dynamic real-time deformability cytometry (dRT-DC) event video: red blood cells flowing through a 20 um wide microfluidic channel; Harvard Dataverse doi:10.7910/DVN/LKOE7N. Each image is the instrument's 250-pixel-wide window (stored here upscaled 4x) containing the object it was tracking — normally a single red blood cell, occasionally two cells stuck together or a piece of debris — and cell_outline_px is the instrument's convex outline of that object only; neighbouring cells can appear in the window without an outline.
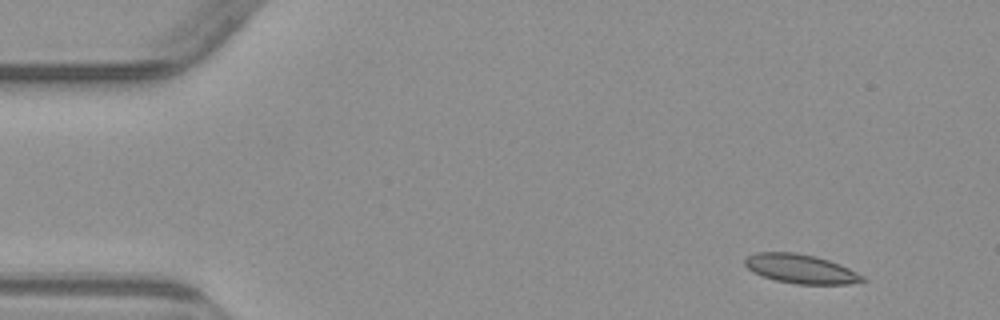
{"species": "common noctule bat (a hibernating species)", "species_latin": "Nyctalus noctula", "temperature_condition": "warm", "stored_images_in_passage": 3, "camera_frame_rate_fps": 3000, "um_per_image_px": 0.085, "animal": {"sex": "male", "body_mass_g": 23.1, "forearm_length_mm": 52.7}, "frame": {"image": 1, "passage_image": 1, "time_ms": 0.0, "image_size_px": [1000, 320], "cell_outline_px": [[868, 280], [848, 284], [796, 284], [776, 280], [752, 272], [744, 264], [744, 260], [748, 256], [756, 252], [792, 252], [816, 256], [840, 264], [864, 276]], "centroid_in_image_um": [68.06, 22.85], "position_along_channel_um": 16.9, "area_um2": 19.88}}
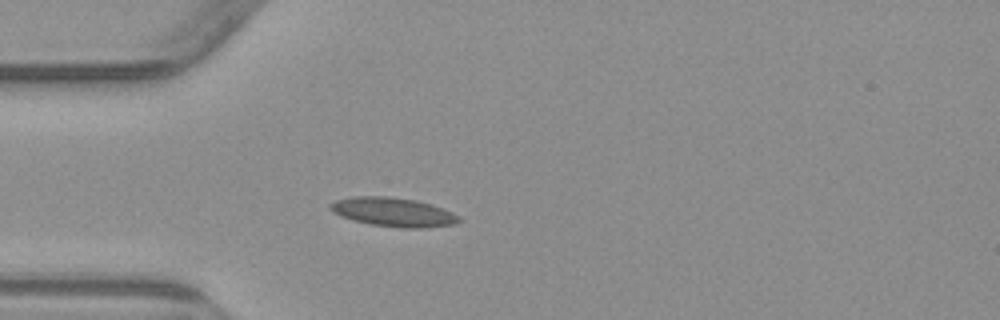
{"frame": {"image": 2, "passage_image": 3, "time_ms": 3.333, "image_size_px": [1000, 320], "cell_outline_px": [[464, 220], [456, 224], [424, 228], [400, 228], [372, 224], [352, 220], [340, 216], [332, 212], [328, 208], [328, 204], [336, 200], [352, 196], [388, 196], [416, 200], [432, 204], [452, 212], [460, 216]], "centroid_in_image_um": [33.44, 18.03], "position_along_channel_um": 51.6, "area_um2": 22.08}}